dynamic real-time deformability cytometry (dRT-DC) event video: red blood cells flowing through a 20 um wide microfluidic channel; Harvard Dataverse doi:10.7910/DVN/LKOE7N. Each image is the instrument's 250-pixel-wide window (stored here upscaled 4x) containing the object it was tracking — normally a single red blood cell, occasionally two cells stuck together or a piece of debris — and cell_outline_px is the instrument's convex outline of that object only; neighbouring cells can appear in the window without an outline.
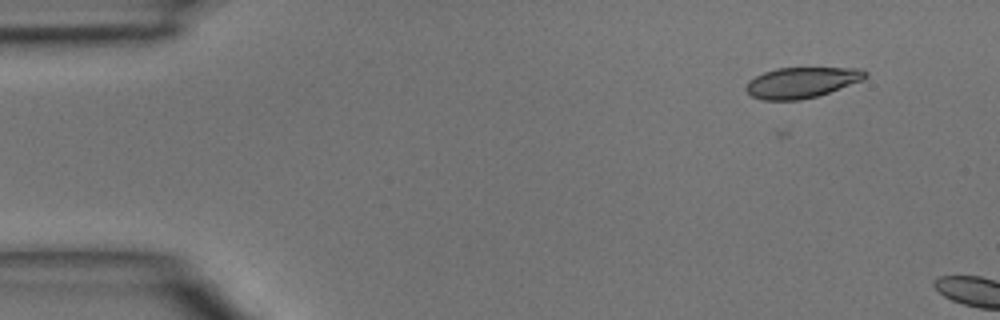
{"species": "common noctule bat (a hibernating species)", "species_latin": "Nyctalus noctula", "temperature_condition": "room temperature", "stored_images_in_passage": 8, "camera_frame_rate_fps": 3000, "um_per_image_px": 0.085, "animal": {"sex": "male", "body_mass_g": 15.6}, "frame": {"image": 1, "passage_image": 5, "time_ms": 1.333, "image_size_px": [1000, 320], "cell_outline_px": [[868, 76], [864, 80], [816, 96], [800, 100], [764, 100], [752, 96], [744, 88], [748, 80], [764, 72], [776, 68], [864, 68], [868, 72]], "centroid_in_image_um": [68.16, 7.0], "position_along_channel_um": 16.8, "area_um2": 21.39}}